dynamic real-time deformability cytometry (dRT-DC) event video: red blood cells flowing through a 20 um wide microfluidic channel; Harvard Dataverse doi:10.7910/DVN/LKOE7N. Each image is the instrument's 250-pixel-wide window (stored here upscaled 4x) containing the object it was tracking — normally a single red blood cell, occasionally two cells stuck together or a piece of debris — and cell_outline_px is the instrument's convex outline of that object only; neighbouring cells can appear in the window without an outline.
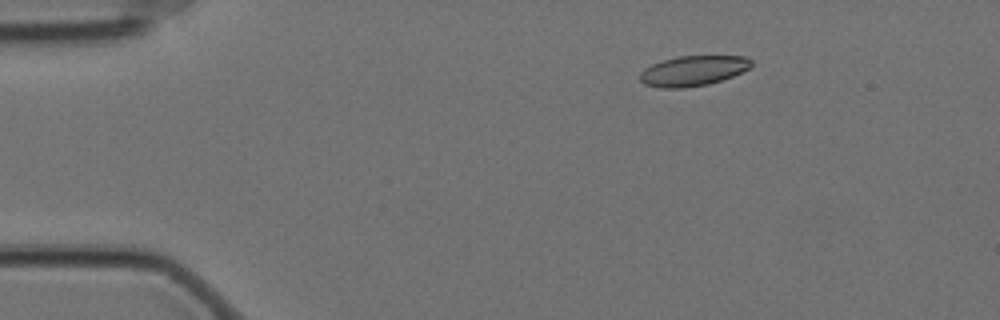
{"species": "Egyptian fruit bat (a non-hibernating species)", "species_latin": "Rousettus aegyptiacus", "temperature_condition": "cold", "stored_images_in_passage": 4, "camera_frame_rate_fps": 3000, "um_per_image_px": 0.085, "animal": {"sex": "female"}, "frame": {"image": 1, "passage_image": 2, "time_ms": 0.333, "image_size_px": [1000, 320], "cell_outline_px": [[752, 64], [748, 68], [732, 76], [708, 84], [684, 88], [660, 88], [644, 84], [640, 80], [640, 72], [644, 68], [652, 64], [664, 60], [680, 56], [748, 56], [752, 60]], "centroid_in_image_um": [58.89, 6.02], "position_along_channel_um": 26.1, "area_um2": 19.48}}